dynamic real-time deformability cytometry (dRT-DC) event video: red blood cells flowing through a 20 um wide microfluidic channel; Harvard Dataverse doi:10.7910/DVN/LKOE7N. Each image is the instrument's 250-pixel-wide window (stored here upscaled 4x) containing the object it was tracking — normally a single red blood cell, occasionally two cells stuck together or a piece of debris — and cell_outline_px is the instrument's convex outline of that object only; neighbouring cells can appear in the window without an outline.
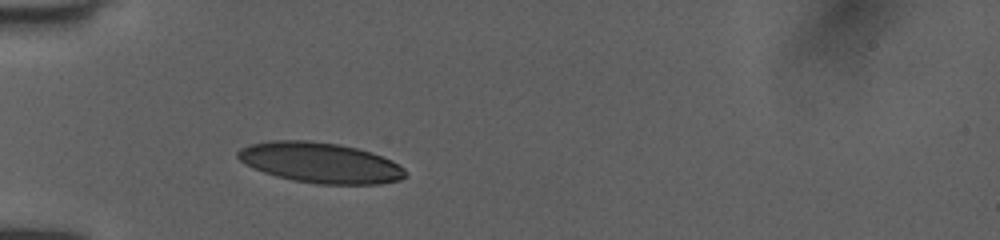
{"species": "human", "species_latin": "Homo sapiens", "temperature_condition": "room temperature", "stored_images_in_passage": 10, "camera_frame_rate_fps": 3000, "um_per_image_px": 0.085, "donor": {"sex": "female"}, "frame": {"image": 1, "passage_image": 1, "time_ms": 0.0, "image_size_px": [1000, 240], "cell_outline_px": [[408, 176], [400, 180], [380, 184], [316, 184], [292, 180], [276, 176], [264, 172], [244, 164], [236, 156], [236, 152], [240, 148], [252, 144], [268, 140], [308, 140], [340, 144], [372, 152], [392, 160], [404, 168]], "centroid_in_image_um": [27.23, 13.83], "position_along_channel_um": 57.8, "area_um2": 39.77}}
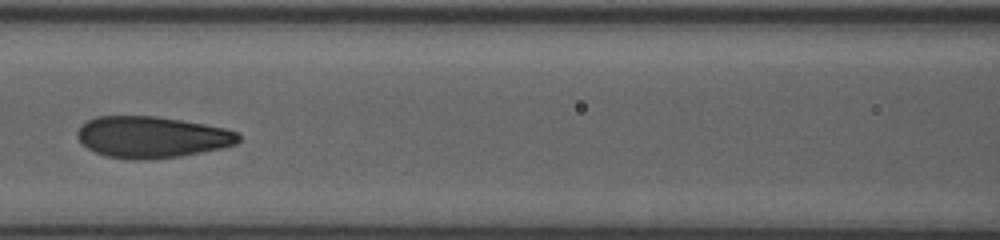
{"frame": {"image": 2, "passage_image": 6, "time_ms": 1.667, "image_size_px": [1000, 240], "cell_outline_px": [[240, 140], [236, 144], [224, 148], [180, 156], [148, 160], [132, 160], [104, 156], [80, 144], [76, 136], [76, 132], [88, 120], [96, 116], [156, 116], [204, 124], [224, 128], [236, 132], [240, 136]], "centroid_in_image_um": [12.88, 11.66], "position_along_channel_um": 153.7, "area_um2": 39.13}}
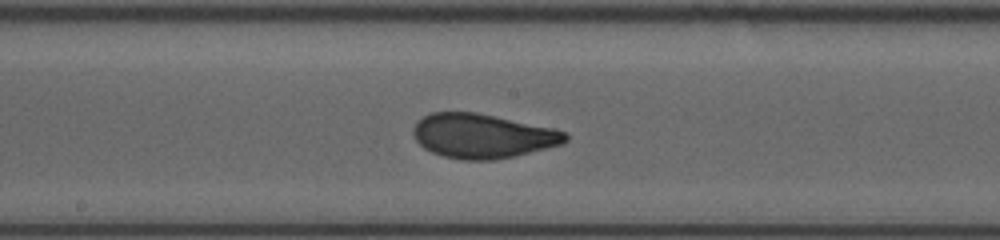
{"frame": {"image": 3, "passage_image": 9, "time_ms": 2.667, "image_size_px": [1000, 240], "cell_outline_px": [[568, 140], [564, 144], [516, 156], [492, 160], [460, 160], [444, 156], [432, 152], [424, 148], [416, 140], [412, 132], [412, 128], [424, 116], [432, 112], [476, 112], [556, 128], [568, 132]], "centroid_in_image_um": [41.07, 11.56], "position_along_channel_um": 207.1, "area_um2": 39.65}}